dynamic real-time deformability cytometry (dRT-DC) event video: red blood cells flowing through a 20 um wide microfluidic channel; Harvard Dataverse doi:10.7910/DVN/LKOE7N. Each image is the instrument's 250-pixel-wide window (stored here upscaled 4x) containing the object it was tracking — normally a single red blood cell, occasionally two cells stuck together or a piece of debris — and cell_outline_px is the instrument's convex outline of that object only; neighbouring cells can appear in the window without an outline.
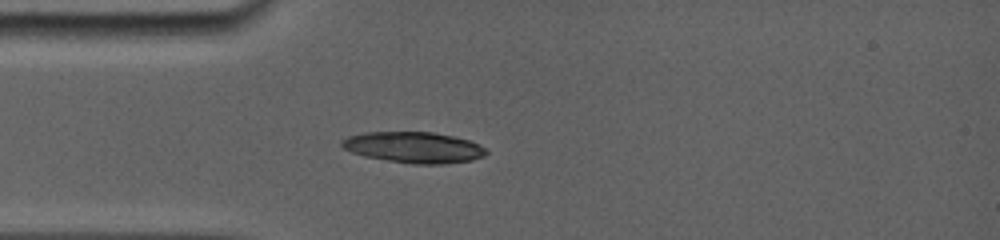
{"species": "common noctule bat (a hibernating species)", "species_latin": "Nyctalus noctula", "temperature_condition": "room temperature", "stored_images_in_passage": 1, "camera_frame_rate_fps": 5000, "um_per_image_px": 0.085, "animal": {"sex": "female", "body_mass_g": 19.0, "forearm_length_mm": 56.7}, "frame": {"image": 1, "passage_image": 1, "time_ms": 0.0, "image_size_px": [1000, 240], "cell_outline_px": [[488, 152], [484, 156], [472, 160], [444, 164], [412, 164], [364, 156], [352, 152], [344, 148], [340, 144], [340, 140], [348, 136], [364, 132], [432, 132], [452, 136], [468, 140], [484, 148]], "centroid_in_image_um": [35.14, 12.53], "position_along_channel_um": 49.9, "area_um2": 25.95}}